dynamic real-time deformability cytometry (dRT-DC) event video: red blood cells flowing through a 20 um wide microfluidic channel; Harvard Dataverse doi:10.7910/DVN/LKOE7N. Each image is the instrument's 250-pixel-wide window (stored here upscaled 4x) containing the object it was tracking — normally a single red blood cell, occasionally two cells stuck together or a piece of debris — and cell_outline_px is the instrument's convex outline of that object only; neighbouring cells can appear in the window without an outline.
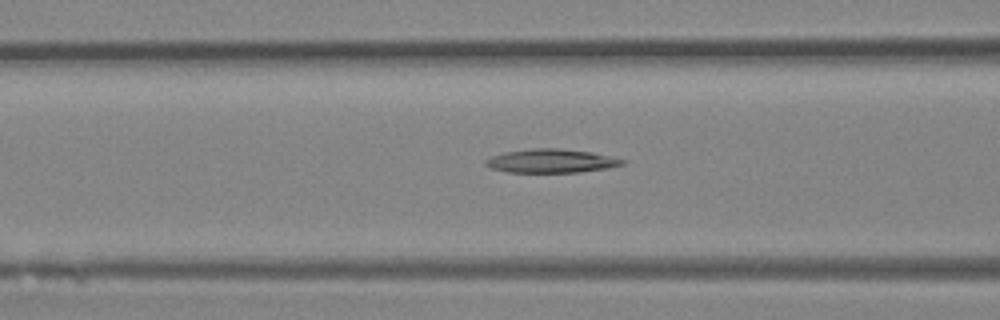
{"species": "Egyptian fruit bat (a non-hibernating species)", "species_latin": "Rousettus aegyptiacus", "temperature_condition": "room temperature", "stored_images_in_passage": 32, "camera_frame_rate_fps": 3000, "um_per_image_px": 0.085, "animal": {"sex": "female"}, "frame": {"image": 1, "passage_image": 8, "time_ms": 2.333, "image_size_px": [1000, 320], "cell_outline_px": [[628, 160], [624, 164], [608, 168], [580, 172], [508, 172], [488, 168], [484, 164], [484, 160], [492, 156], [504, 152], [532, 148], [560, 148], [592, 152]], "centroid_in_image_um": [46.85, 13.67], "position_along_channel_um": 119.8, "area_um2": 19.07}}
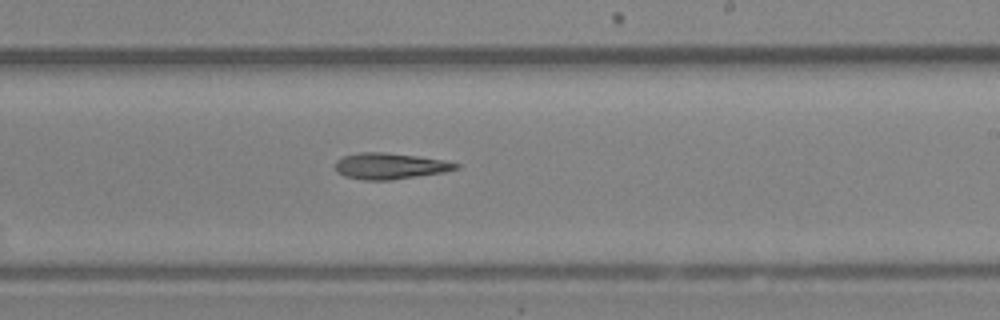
{"frame": {"image": 2, "passage_image": 16, "time_ms": 5.0, "image_size_px": [1000, 320], "cell_outline_px": [[460, 168], [444, 172], [388, 180], [364, 180], [344, 176], [336, 172], [336, 160], [344, 156], [360, 152], [384, 152], [416, 156], [444, 160], [460, 164]], "centroid_in_image_um": [33.14, 14.11], "position_along_channel_um": 255.9, "area_um2": 18.26}}
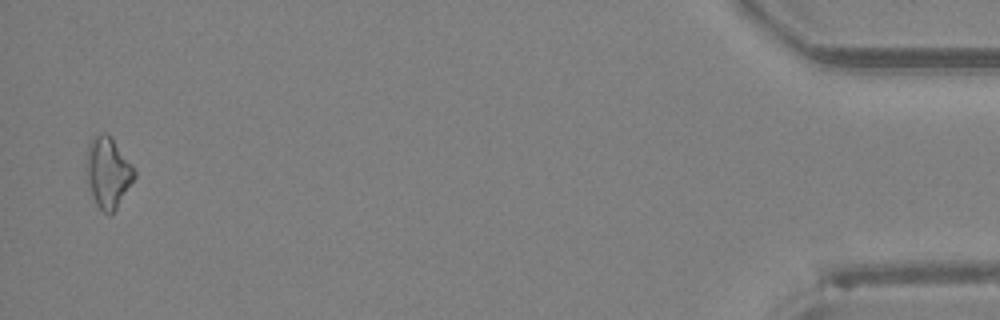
{"frame": {"image": 3, "passage_image": 31, "time_ms": 10.0, "image_size_px": [1000, 320], "cell_outline_px": [[136, 176], [116, 208], [112, 212], [104, 212], [96, 204], [88, 184], [88, 144], [92, 136], [104, 132], [112, 140], [132, 164], [136, 172]], "centroid_in_image_um": [9.19, 14.65], "position_along_channel_um": 426.0, "area_um2": 18.96}}